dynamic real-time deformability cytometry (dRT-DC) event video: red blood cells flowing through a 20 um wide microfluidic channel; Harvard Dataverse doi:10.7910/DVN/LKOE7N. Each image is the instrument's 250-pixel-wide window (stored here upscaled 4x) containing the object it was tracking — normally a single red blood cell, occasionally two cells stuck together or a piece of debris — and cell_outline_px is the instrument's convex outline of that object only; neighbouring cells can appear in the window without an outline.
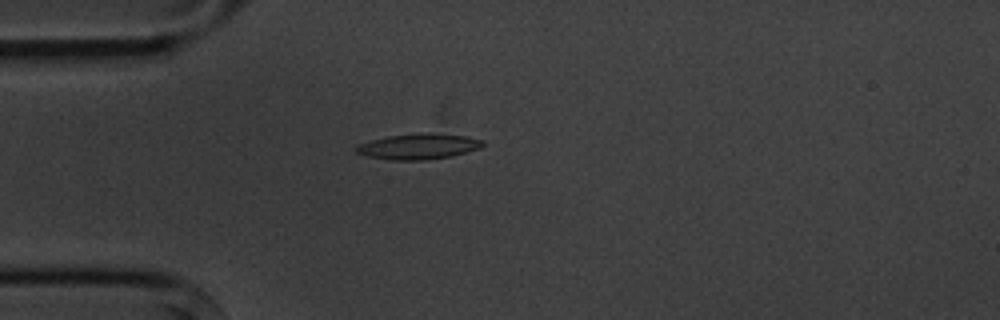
{"species": "common noctule bat (a hibernating species)", "species_latin": "Nyctalus noctula", "temperature_condition": "cold", "stored_images_in_passage": 4, "camera_frame_rate_fps": 3000, "um_per_image_px": 0.085, "animal": {"sex": "male", "body_mass_g": 20.1, "forearm_length_mm": 53.5}, "frame": {"image": 1, "passage_image": 4, "time_ms": 4.333, "image_size_px": [1000, 320], "cell_outline_px": [[484, 144], [480, 148], [452, 156], [424, 160], [392, 160], [368, 156], [356, 152], [356, 144], [388, 136], [420, 132], [428, 132], [468, 136], [484, 140]], "centroid_in_image_um": [35.6, 12.43], "position_along_channel_um": 49.4, "area_um2": 19.02}}